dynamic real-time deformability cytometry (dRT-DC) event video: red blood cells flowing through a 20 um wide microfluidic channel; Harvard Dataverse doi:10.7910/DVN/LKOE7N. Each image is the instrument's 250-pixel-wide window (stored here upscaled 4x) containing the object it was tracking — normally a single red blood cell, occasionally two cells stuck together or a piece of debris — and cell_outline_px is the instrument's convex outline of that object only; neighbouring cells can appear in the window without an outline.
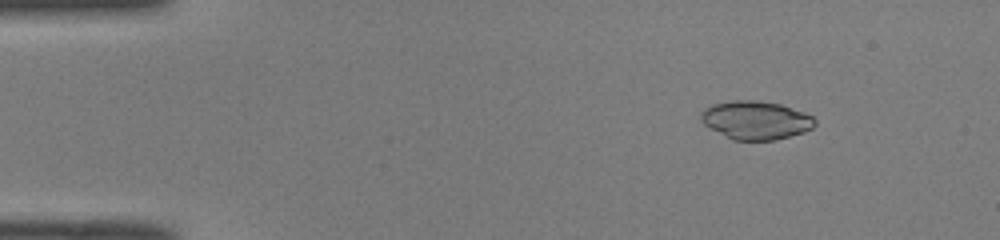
{"species": "common noctule bat (a hibernating species)", "species_latin": "Nyctalus noctula", "temperature_condition": "room temperature", "stored_images_in_passage": 16, "camera_frame_rate_fps": 3000, "um_per_image_px": 0.085, "animal": {"sex": "male", "body_mass_g": 19.0, "forearm_length_mm": 50.8}, "frame": {"image": 1, "passage_image": 7, "time_ms": 2.0, "image_size_px": [1000, 240], "cell_outline_px": [[816, 124], [812, 128], [804, 132], [776, 140], [732, 140], [704, 124], [700, 120], [700, 112], [704, 108], [712, 104], [732, 100], [756, 100], [780, 104], [804, 112], [812, 116], [816, 120]], "centroid_in_image_um": [64.23, 10.21], "position_along_channel_um": 20.8, "area_um2": 25.61}}